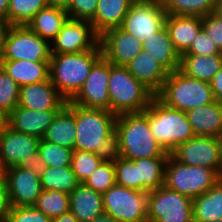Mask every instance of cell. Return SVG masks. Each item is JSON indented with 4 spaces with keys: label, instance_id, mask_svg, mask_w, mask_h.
Listing matches in <instances>:
<instances>
[{
    "label": "cell",
    "instance_id": "obj_32",
    "mask_svg": "<svg viewBox=\"0 0 222 222\" xmlns=\"http://www.w3.org/2000/svg\"><path fill=\"white\" fill-rule=\"evenodd\" d=\"M168 157H151L134 160L137 166L141 191L149 192L164 185L165 164Z\"/></svg>",
    "mask_w": 222,
    "mask_h": 222
},
{
    "label": "cell",
    "instance_id": "obj_12",
    "mask_svg": "<svg viewBox=\"0 0 222 222\" xmlns=\"http://www.w3.org/2000/svg\"><path fill=\"white\" fill-rule=\"evenodd\" d=\"M39 138L17 132L11 127L0 136V163L5 170L12 166L39 167Z\"/></svg>",
    "mask_w": 222,
    "mask_h": 222
},
{
    "label": "cell",
    "instance_id": "obj_25",
    "mask_svg": "<svg viewBox=\"0 0 222 222\" xmlns=\"http://www.w3.org/2000/svg\"><path fill=\"white\" fill-rule=\"evenodd\" d=\"M142 45L143 49L149 52V55L169 74L179 69L181 55L176 50L165 26Z\"/></svg>",
    "mask_w": 222,
    "mask_h": 222
},
{
    "label": "cell",
    "instance_id": "obj_38",
    "mask_svg": "<svg viewBox=\"0 0 222 222\" xmlns=\"http://www.w3.org/2000/svg\"><path fill=\"white\" fill-rule=\"evenodd\" d=\"M106 158L107 157L103 155H99L93 152L74 149L71 167L78 181L80 183H84V181Z\"/></svg>",
    "mask_w": 222,
    "mask_h": 222
},
{
    "label": "cell",
    "instance_id": "obj_17",
    "mask_svg": "<svg viewBox=\"0 0 222 222\" xmlns=\"http://www.w3.org/2000/svg\"><path fill=\"white\" fill-rule=\"evenodd\" d=\"M102 55L115 66H125L142 49V41L120 27L106 30L100 35Z\"/></svg>",
    "mask_w": 222,
    "mask_h": 222
},
{
    "label": "cell",
    "instance_id": "obj_37",
    "mask_svg": "<svg viewBox=\"0 0 222 222\" xmlns=\"http://www.w3.org/2000/svg\"><path fill=\"white\" fill-rule=\"evenodd\" d=\"M83 184L101 194L105 193L116 184L114 156L106 158Z\"/></svg>",
    "mask_w": 222,
    "mask_h": 222
},
{
    "label": "cell",
    "instance_id": "obj_2",
    "mask_svg": "<svg viewBox=\"0 0 222 222\" xmlns=\"http://www.w3.org/2000/svg\"><path fill=\"white\" fill-rule=\"evenodd\" d=\"M115 154L130 160L168 157L151 134L148 107L141 113L117 115L115 123Z\"/></svg>",
    "mask_w": 222,
    "mask_h": 222
},
{
    "label": "cell",
    "instance_id": "obj_45",
    "mask_svg": "<svg viewBox=\"0 0 222 222\" xmlns=\"http://www.w3.org/2000/svg\"><path fill=\"white\" fill-rule=\"evenodd\" d=\"M11 204L5 178L0 181V222H5L10 212Z\"/></svg>",
    "mask_w": 222,
    "mask_h": 222
},
{
    "label": "cell",
    "instance_id": "obj_41",
    "mask_svg": "<svg viewBox=\"0 0 222 222\" xmlns=\"http://www.w3.org/2000/svg\"><path fill=\"white\" fill-rule=\"evenodd\" d=\"M52 218L46 216L35 206H11L5 222H51Z\"/></svg>",
    "mask_w": 222,
    "mask_h": 222
},
{
    "label": "cell",
    "instance_id": "obj_35",
    "mask_svg": "<svg viewBox=\"0 0 222 222\" xmlns=\"http://www.w3.org/2000/svg\"><path fill=\"white\" fill-rule=\"evenodd\" d=\"M73 151L41 139L38 147L39 167L71 166Z\"/></svg>",
    "mask_w": 222,
    "mask_h": 222
},
{
    "label": "cell",
    "instance_id": "obj_52",
    "mask_svg": "<svg viewBox=\"0 0 222 222\" xmlns=\"http://www.w3.org/2000/svg\"><path fill=\"white\" fill-rule=\"evenodd\" d=\"M7 26L8 25L0 22V56H2L3 41L7 30Z\"/></svg>",
    "mask_w": 222,
    "mask_h": 222
},
{
    "label": "cell",
    "instance_id": "obj_51",
    "mask_svg": "<svg viewBox=\"0 0 222 222\" xmlns=\"http://www.w3.org/2000/svg\"><path fill=\"white\" fill-rule=\"evenodd\" d=\"M92 222H120L115 218L111 217L110 215L103 213L97 216Z\"/></svg>",
    "mask_w": 222,
    "mask_h": 222
},
{
    "label": "cell",
    "instance_id": "obj_10",
    "mask_svg": "<svg viewBox=\"0 0 222 222\" xmlns=\"http://www.w3.org/2000/svg\"><path fill=\"white\" fill-rule=\"evenodd\" d=\"M148 192L114 184L102 194L104 213L120 222H147Z\"/></svg>",
    "mask_w": 222,
    "mask_h": 222
},
{
    "label": "cell",
    "instance_id": "obj_55",
    "mask_svg": "<svg viewBox=\"0 0 222 222\" xmlns=\"http://www.w3.org/2000/svg\"><path fill=\"white\" fill-rule=\"evenodd\" d=\"M4 178V169L2 168L1 166V163H0V181Z\"/></svg>",
    "mask_w": 222,
    "mask_h": 222
},
{
    "label": "cell",
    "instance_id": "obj_48",
    "mask_svg": "<svg viewBox=\"0 0 222 222\" xmlns=\"http://www.w3.org/2000/svg\"><path fill=\"white\" fill-rule=\"evenodd\" d=\"M9 127V114L6 111L0 110V136Z\"/></svg>",
    "mask_w": 222,
    "mask_h": 222
},
{
    "label": "cell",
    "instance_id": "obj_26",
    "mask_svg": "<svg viewBox=\"0 0 222 222\" xmlns=\"http://www.w3.org/2000/svg\"><path fill=\"white\" fill-rule=\"evenodd\" d=\"M1 67L20 87L50 79L49 61L1 60Z\"/></svg>",
    "mask_w": 222,
    "mask_h": 222
},
{
    "label": "cell",
    "instance_id": "obj_7",
    "mask_svg": "<svg viewBox=\"0 0 222 222\" xmlns=\"http://www.w3.org/2000/svg\"><path fill=\"white\" fill-rule=\"evenodd\" d=\"M220 179L212 169L181 164L171 155L166 160L164 186L191 199L207 192Z\"/></svg>",
    "mask_w": 222,
    "mask_h": 222
},
{
    "label": "cell",
    "instance_id": "obj_22",
    "mask_svg": "<svg viewBox=\"0 0 222 222\" xmlns=\"http://www.w3.org/2000/svg\"><path fill=\"white\" fill-rule=\"evenodd\" d=\"M70 212L79 222H92L104 213L102 194L80 183L69 194Z\"/></svg>",
    "mask_w": 222,
    "mask_h": 222
},
{
    "label": "cell",
    "instance_id": "obj_30",
    "mask_svg": "<svg viewBox=\"0 0 222 222\" xmlns=\"http://www.w3.org/2000/svg\"><path fill=\"white\" fill-rule=\"evenodd\" d=\"M192 206L194 220L222 219V178L207 192L193 198Z\"/></svg>",
    "mask_w": 222,
    "mask_h": 222
},
{
    "label": "cell",
    "instance_id": "obj_24",
    "mask_svg": "<svg viewBox=\"0 0 222 222\" xmlns=\"http://www.w3.org/2000/svg\"><path fill=\"white\" fill-rule=\"evenodd\" d=\"M44 140L74 150L76 139L75 104L68 101L48 127Z\"/></svg>",
    "mask_w": 222,
    "mask_h": 222
},
{
    "label": "cell",
    "instance_id": "obj_31",
    "mask_svg": "<svg viewBox=\"0 0 222 222\" xmlns=\"http://www.w3.org/2000/svg\"><path fill=\"white\" fill-rule=\"evenodd\" d=\"M39 173L43 190L70 194L80 184L71 166L39 167Z\"/></svg>",
    "mask_w": 222,
    "mask_h": 222
},
{
    "label": "cell",
    "instance_id": "obj_33",
    "mask_svg": "<svg viewBox=\"0 0 222 222\" xmlns=\"http://www.w3.org/2000/svg\"><path fill=\"white\" fill-rule=\"evenodd\" d=\"M217 0H161L167 15L203 17L214 12Z\"/></svg>",
    "mask_w": 222,
    "mask_h": 222
},
{
    "label": "cell",
    "instance_id": "obj_1",
    "mask_svg": "<svg viewBox=\"0 0 222 222\" xmlns=\"http://www.w3.org/2000/svg\"><path fill=\"white\" fill-rule=\"evenodd\" d=\"M117 115L107 109L85 108L75 104V150L111 158L115 154Z\"/></svg>",
    "mask_w": 222,
    "mask_h": 222
},
{
    "label": "cell",
    "instance_id": "obj_34",
    "mask_svg": "<svg viewBox=\"0 0 222 222\" xmlns=\"http://www.w3.org/2000/svg\"><path fill=\"white\" fill-rule=\"evenodd\" d=\"M47 5V0H9L7 25H27L34 15Z\"/></svg>",
    "mask_w": 222,
    "mask_h": 222
},
{
    "label": "cell",
    "instance_id": "obj_6",
    "mask_svg": "<svg viewBox=\"0 0 222 222\" xmlns=\"http://www.w3.org/2000/svg\"><path fill=\"white\" fill-rule=\"evenodd\" d=\"M155 96L166 106L184 112L216 101L210 83L190 78L179 69L168 74Z\"/></svg>",
    "mask_w": 222,
    "mask_h": 222
},
{
    "label": "cell",
    "instance_id": "obj_54",
    "mask_svg": "<svg viewBox=\"0 0 222 222\" xmlns=\"http://www.w3.org/2000/svg\"><path fill=\"white\" fill-rule=\"evenodd\" d=\"M217 138H218V141H219L220 153H221V158H222V132Z\"/></svg>",
    "mask_w": 222,
    "mask_h": 222
},
{
    "label": "cell",
    "instance_id": "obj_44",
    "mask_svg": "<svg viewBox=\"0 0 222 222\" xmlns=\"http://www.w3.org/2000/svg\"><path fill=\"white\" fill-rule=\"evenodd\" d=\"M202 29L222 52V19L211 12L202 17Z\"/></svg>",
    "mask_w": 222,
    "mask_h": 222
},
{
    "label": "cell",
    "instance_id": "obj_53",
    "mask_svg": "<svg viewBox=\"0 0 222 222\" xmlns=\"http://www.w3.org/2000/svg\"><path fill=\"white\" fill-rule=\"evenodd\" d=\"M214 13L222 19V0L216 1Z\"/></svg>",
    "mask_w": 222,
    "mask_h": 222
},
{
    "label": "cell",
    "instance_id": "obj_49",
    "mask_svg": "<svg viewBox=\"0 0 222 222\" xmlns=\"http://www.w3.org/2000/svg\"><path fill=\"white\" fill-rule=\"evenodd\" d=\"M51 222H79L76 217L69 211L60 216L52 218Z\"/></svg>",
    "mask_w": 222,
    "mask_h": 222
},
{
    "label": "cell",
    "instance_id": "obj_15",
    "mask_svg": "<svg viewBox=\"0 0 222 222\" xmlns=\"http://www.w3.org/2000/svg\"><path fill=\"white\" fill-rule=\"evenodd\" d=\"M99 40L100 36L94 31L90 21L68 18L51 42V54L92 50L99 44Z\"/></svg>",
    "mask_w": 222,
    "mask_h": 222
},
{
    "label": "cell",
    "instance_id": "obj_4",
    "mask_svg": "<svg viewBox=\"0 0 222 222\" xmlns=\"http://www.w3.org/2000/svg\"><path fill=\"white\" fill-rule=\"evenodd\" d=\"M148 123L153 137L169 154L195 136L186 112L166 106L156 96L148 106Z\"/></svg>",
    "mask_w": 222,
    "mask_h": 222
},
{
    "label": "cell",
    "instance_id": "obj_3",
    "mask_svg": "<svg viewBox=\"0 0 222 222\" xmlns=\"http://www.w3.org/2000/svg\"><path fill=\"white\" fill-rule=\"evenodd\" d=\"M102 56L100 43L94 49L80 53L51 55L50 81L67 102L77 95L93 65Z\"/></svg>",
    "mask_w": 222,
    "mask_h": 222
},
{
    "label": "cell",
    "instance_id": "obj_42",
    "mask_svg": "<svg viewBox=\"0 0 222 222\" xmlns=\"http://www.w3.org/2000/svg\"><path fill=\"white\" fill-rule=\"evenodd\" d=\"M98 0H71L66 12L69 18L91 21L96 13Z\"/></svg>",
    "mask_w": 222,
    "mask_h": 222
},
{
    "label": "cell",
    "instance_id": "obj_9",
    "mask_svg": "<svg viewBox=\"0 0 222 222\" xmlns=\"http://www.w3.org/2000/svg\"><path fill=\"white\" fill-rule=\"evenodd\" d=\"M51 43L27 25L7 26L1 60L50 61Z\"/></svg>",
    "mask_w": 222,
    "mask_h": 222
},
{
    "label": "cell",
    "instance_id": "obj_14",
    "mask_svg": "<svg viewBox=\"0 0 222 222\" xmlns=\"http://www.w3.org/2000/svg\"><path fill=\"white\" fill-rule=\"evenodd\" d=\"M11 206H34L42 193L39 167L12 166L4 170Z\"/></svg>",
    "mask_w": 222,
    "mask_h": 222
},
{
    "label": "cell",
    "instance_id": "obj_20",
    "mask_svg": "<svg viewBox=\"0 0 222 222\" xmlns=\"http://www.w3.org/2000/svg\"><path fill=\"white\" fill-rule=\"evenodd\" d=\"M128 72L155 95L162 89L168 72L142 49L128 64L125 65Z\"/></svg>",
    "mask_w": 222,
    "mask_h": 222
},
{
    "label": "cell",
    "instance_id": "obj_29",
    "mask_svg": "<svg viewBox=\"0 0 222 222\" xmlns=\"http://www.w3.org/2000/svg\"><path fill=\"white\" fill-rule=\"evenodd\" d=\"M222 67V54L181 55L179 70L186 76L210 83Z\"/></svg>",
    "mask_w": 222,
    "mask_h": 222
},
{
    "label": "cell",
    "instance_id": "obj_46",
    "mask_svg": "<svg viewBox=\"0 0 222 222\" xmlns=\"http://www.w3.org/2000/svg\"><path fill=\"white\" fill-rule=\"evenodd\" d=\"M210 86L215 100L222 102V67L211 80Z\"/></svg>",
    "mask_w": 222,
    "mask_h": 222
},
{
    "label": "cell",
    "instance_id": "obj_36",
    "mask_svg": "<svg viewBox=\"0 0 222 222\" xmlns=\"http://www.w3.org/2000/svg\"><path fill=\"white\" fill-rule=\"evenodd\" d=\"M34 206L50 218L60 216L70 211L69 194L61 191L43 190Z\"/></svg>",
    "mask_w": 222,
    "mask_h": 222
},
{
    "label": "cell",
    "instance_id": "obj_8",
    "mask_svg": "<svg viewBox=\"0 0 222 222\" xmlns=\"http://www.w3.org/2000/svg\"><path fill=\"white\" fill-rule=\"evenodd\" d=\"M192 199L160 186L147 195V222H193Z\"/></svg>",
    "mask_w": 222,
    "mask_h": 222
},
{
    "label": "cell",
    "instance_id": "obj_16",
    "mask_svg": "<svg viewBox=\"0 0 222 222\" xmlns=\"http://www.w3.org/2000/svg\"><path fill=\"white\" fill-rule=\"evenodd\" d=\"M109 77L110 62L102 56L93 65L82 88L70 102L85 108H102L110 111Z\"/></svg>",
    "mask_w": 222,
    "mask_h": 222
},
{
    "label": "cell",
    "instance_id": "obj_18",
    "mask_svg": "<svg viewBox=\"0 0 222 222\" xmlns=\"http://www.w3.org/2000/svg\"><path fill=\"white\" fill-rule=\"evenodd\" d=\"M66 103L50 79L20 87L18 106L29 110H61Z\"/></svg>",
    "mask_w": 222,
    "mask_h": 222
},
{
    "label": "cell",
    "instance_id": "obj_21",
    "mask_svg": "<svg viewBox=\"0 0 222 222\" xmlns=\"http://www.w3.org/2000/svg\"><path fill=\"white\" fill-rule=\"evenodd\" d=\"M165 27L180 55L191 46L193 40L202 30V17L189 15H167Z\"/></svg>",
    "mask_w": 222,
    "mask_h": 222
},
{
    "label": "cell",
    "instance_id": "obj_43",
    "mask_svg": "<svg viewBox=\"0 0 222 222\" xmlns=\"http://www.w3.org/2000/svg\"><path fill=\"white\" fill-rule=\"evenodd\" d=\"M222 54L207 33L202 29L193 40L190 48L182 55H214Z\"/></svg>",
    "mask_w": 222,
    "mask_h": 222
},
{
    "label": "cell",
    "instance_id": "obj_39",
    "mask_svg": "<svg viewBox=\"0 0 222 222\" xmlns=\"http://www.w3.org/2000/svg\"><path fill=\"white\" fill-rule=\"evenodd\" d=\"M114 168L116 184L141 191V181H138L137 166L134 160L114 154Z\"/></svg>",
    "mask_w": 222,
    "mask_h": 222
},
{
    "label": "cell",
    "instance_id": "obj_11",
    "mask_svg": "<svg viewBox=\"0 0 222 222\" xmlns=\"http://www.w3.org/2000/svg\"><path fill=\"white\" fill-rule=\"evenodd\" d=\"M166 17L161 0H135L120 28L143 43L165 26Z\"/></svg>",
    "mask_w": 222,
    "mask_h": 222
},
{
    "label": "cell",
    "instance_id": "obj_56",
    "mask_svg": "<svg viewBox=\"0 0 222 222\" xmlns=\"http://www.w3.org/2000/svg\"><path fill=\"white\" fill-rule=\"evenodd\" d=\"M193 222H222V219H216V220H212V221H199V220H193Z\"/></svg>",
    "mask_w": 222,
    "mask_h": 222
},
{
    "label": "cell",
    "instance_id": "obj_50",
    "mask_svg": "<svg viewBox=\"0 0 222 222\" xmlns=\"http://www.w3.org/2000/svg\"><path fill=\"white\" fill-rule=\"evenodd\" d=\"M71 0H47L48 5L67 9Z\"/></svg>",
    "mask_w": 222,
    "mask_h": 222
},
{
    "label": "cell",
    "instance_id": "obj_19",
    "mask_svg": "<svg viewBox=\"0 0 222 222\" xmlns=\"http://www.w3.org/2000/svg\"><path fill=\"white\" fill-rule=\"evenodd\" d=\"M60 110H29L17 106L9 114V127L27 135L43 139L48 127Z\"/></svg>",
    "mask_w": 222,
    "mask_h": 222
},
{
    "label": "cell",
    "instance_id": "obj_28",
    "mask_svg": "<svg viewBox=\"0 0 222 222\" xmlns=\"http://www.w3.org/2000/svg\"><path fill=\"white\" fill-rule=\"evenodd\" d=\"M68 18L66 9L47 5L34 15L27 26L42 39L51 43Z\"/></svg>",
    "mask_w": 222,
    "mask_h": 222
},
{
    "label": "cell",
    "instance_id": "obj_47",
    "mask_svg": "<svg viewBox=\"0 0 222 222\" xmlns=\"http://www.w3.org/2000/svg\"><path fill=\"white\" fill-rule=\"evenodd\" d=\"M9 9V0H0V22L7 25V13Z\"/></svg>",
    "mask_w": 222,
    "mask_h": 222
},
{
    "label": "cell",
    "instance_id": "obj_23",
    "mask_svg": "<svg viewBox=\"0 0 222 222\" xmlns=\"http://www.w3.org/2000/svg\"><path fill=\"white\" fill-rule=\"evenodd\" d=\"M195 136L218 137L222 132V102L199 106L186 112Z\"/></svg>",
    "mask_w": 222,
    "mask_h": 222
},
{
    "label": "cell",
    "instance_id": "obj_13",
    "mask_svg": "<svg viewBox=\"0 0 222 222\" xmlns=\"http://www.w3.org/2000/svg\"><path fill=\"white\" fill-rule=\"evenodd\" d=\"M170 155L181 164L212 169L222 178V158L217 137L194 136L178 145Z\"/></svg>",
    "mask_w": 222,
    "mask_h": 222
},
{
    "label": "cell",
    "instance_id": "obj_27",
    "mask_svg": "<svg viewBox=\"0 0 222 222\" xmlns=\"http://www.w3.org/2000/svg\"><path fill=\"white\" fill-rule=\"evenodd\" d=\"M135 0H98L96 13L90 21L100 36L106 30L120 27Z\"/></svg>",
    "mask_w": 222,
    "mask_h": 222
},
{
    "label": "cell",
    "instance_id": "obj_40",
    "mask_svg": "<svg viewBox=\"0 0 222 222\" xmlns=\"http://www.w3.org/2000/svg\"><path fill=\"white\" fill-rule=\"evenodd\" d=\"M20 86L0 68V110L10 114L19 101Z\"/></svg>",
    "mask_w": 222,
    "mask_h": 222
},
{
    "label": "cell",
    "instance_id": "obj_5",
    "mask_svg": "<svg viewBox=\"0 0 222 222\" xmlns=\"http://www.w3.org/2000/svg\"><path fill=\"white\" fill-rule=\"evenodd\" d=\"M108 94L110 111L115 115L141 113L155 97V94L135 79L125 66H115L111 63Z\"/></svg>",
    "mask_w": 222,
    "mask_h": 222
}]
</instances>
